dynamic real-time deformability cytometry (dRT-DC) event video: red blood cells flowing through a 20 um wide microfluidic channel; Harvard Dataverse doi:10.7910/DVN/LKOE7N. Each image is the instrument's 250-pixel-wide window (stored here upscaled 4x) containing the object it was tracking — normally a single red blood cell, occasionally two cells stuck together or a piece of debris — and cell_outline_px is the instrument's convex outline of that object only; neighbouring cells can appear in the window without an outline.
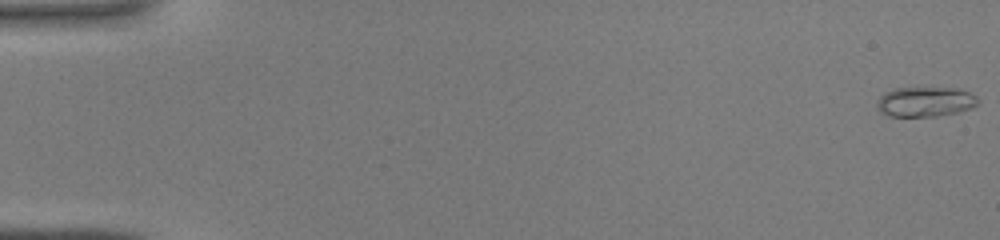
{"species": "common noctule bat (a hibernating species)", "species_latin": "Nyctalus noctula", "temperature_condition": "warm", "stored_images_in_passage": 45, "camera_frame_rate_fps": 3000, "um_per_image_px": 0.085, "animal": {"sex": "male", "body_mass_g": 19.0, "forearm_length_mm": 50.8}, "frame": {"image": 1, "passage_image": 1, "time_ms": 0.0, "image_size_px": [1000, 240], "cell_outline_px": [[980, 100], [972, 108], [956, 112], [936, 116], [888, 116], [880, 112], [876, 104], [880, 96], [884, 92], [896, 88], [956, 88], [968, 92], [976, 96]], "centroid_in_image_um": [78.63, 8.65], "position_along_channel_um": 6.4, "area_um2": 17.51}}
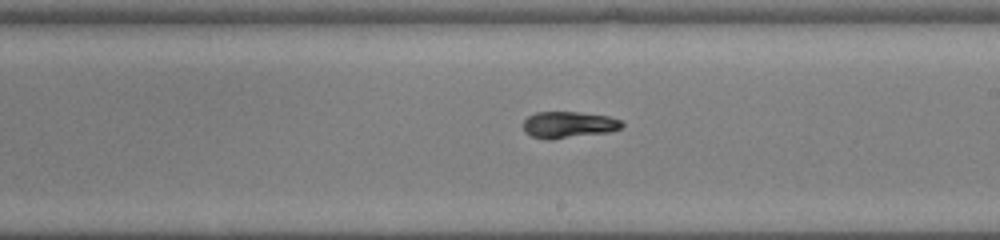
{"frame": {"image": 2, "passage_image": 27, "time_ms": 8.667, "image_size_px": [1000, 240], "cell_outline_px": [[624, 124], [620, 128], [608, 132], [548, 140], [532, 136], [524, 132], [524, 120], [528, 116], [536, 112], [580, 112], [608, 116], [624, 120]], "centroid_in_image_um": [48.34, 10.59], "position_along_channel_um": 240.7, "area_um2": 15.26}}
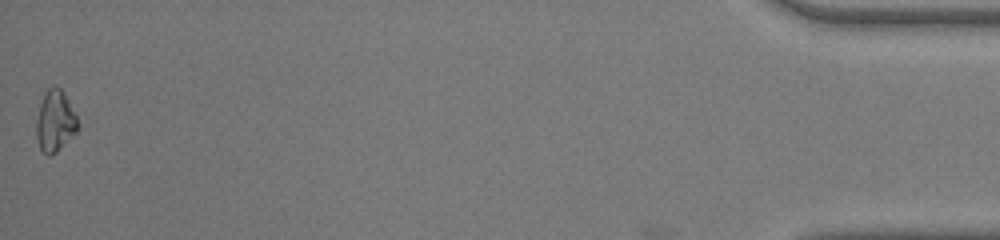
{"frame": {"image": 3, "passage_image": 45, "time_ms": 14.667, "image_size_px": [1000, 240], "cell_outline_px": [[80, 128], [56, 152], [48, 156], [40, 148], [36, 136], [36, 120], [40, 104], [44, 92], [48, 88], [56, 84], [60, 88], [76, 116], [80, 124]], "centroid_in_image_um": [4.68, 10.29], "position_along_channel_um": 430.5, "area_um2": 14.68}}